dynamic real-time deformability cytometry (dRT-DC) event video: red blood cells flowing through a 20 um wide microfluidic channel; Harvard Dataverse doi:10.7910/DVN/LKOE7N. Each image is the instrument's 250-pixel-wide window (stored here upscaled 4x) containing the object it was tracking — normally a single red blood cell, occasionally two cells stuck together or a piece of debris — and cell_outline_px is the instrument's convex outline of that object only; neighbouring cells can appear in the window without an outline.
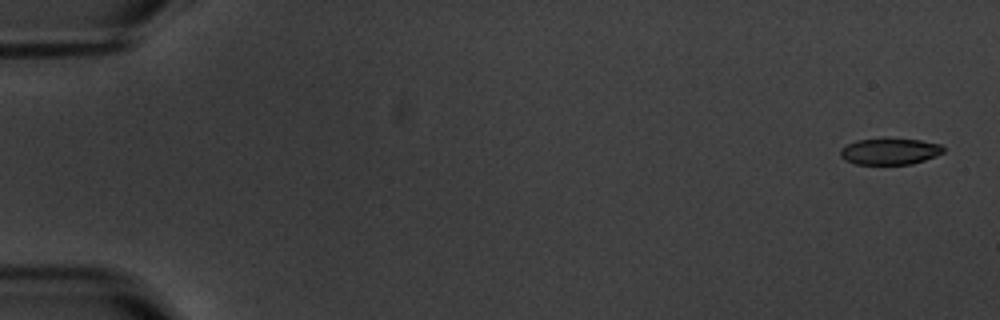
{"species": "common noctule bat (a hibernating species)", "species_latin": "Nyctalus noctula", "temperature_condition": "warm", "stored_images_in_passage": 6, "camera_frame_rate_fps": 3000, "um_per_image_px": 0.085, "animal": {"sex": "male", "body_mass_g": 20.1, "forearm_length_mm": 53.5}, "frame": {"image": 1, "passage_image": 1, "time_ms": 0.0, "image_size_px": [1000, 320], "cell_outline_px": [[944, 152], [936, 156], [912, 164], [856, 164], [844, 160], [840, 156], [840, 148], [856, 140], [884, 136], [920, 140], [940, 144], [944, 148]], "centroid_in_image_um": [75.61, 12.83], "position_along_channel_um": 9.4, "area_um2": 16.42}}
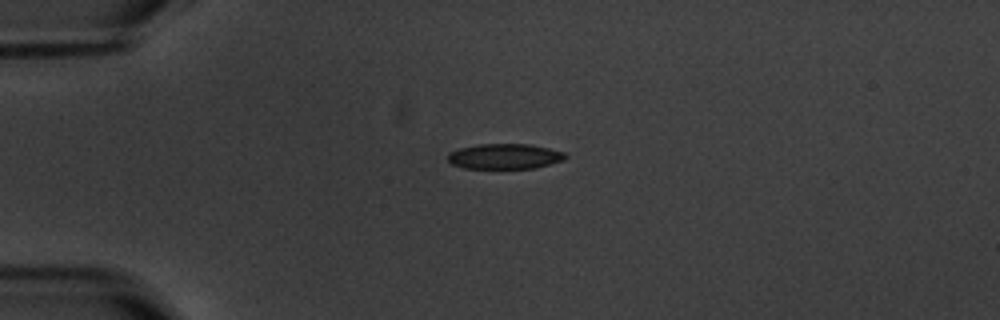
{"frame": {"image": 2, "passage_image": 4, "time_ms": 4.333, "image_size_px": [1000, 320], "cell_outline_px": [[568, 156], [564, 160], [536, 168], [464, 168], [452, 164], [448, 160], [448, 152], [460, 148], [480, 144], [528, 144], [548, 148], [564, 152]], "centroid_in_image_um": [42.91, 13.29], "position_along_channel_um": 42.1, "area_um2": 17.28}}